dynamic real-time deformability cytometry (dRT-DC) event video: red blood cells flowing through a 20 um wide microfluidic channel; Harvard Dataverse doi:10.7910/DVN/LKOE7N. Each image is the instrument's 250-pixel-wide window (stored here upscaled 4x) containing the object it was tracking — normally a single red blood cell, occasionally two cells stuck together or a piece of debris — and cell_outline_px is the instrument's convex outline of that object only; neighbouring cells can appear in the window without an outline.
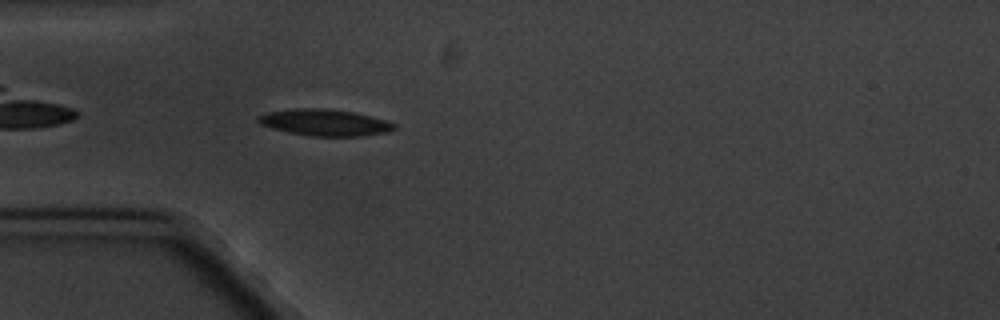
{"species": "common noctule bat (a hibernating species)", "species_latin": "Nyctalus noctula", "temperature_condition": "cold", "stored_images_in_passage": 4, "camera_frame_rate_fps": 3000, "um_per_image_px": 0.085, "animal": {"sex": "male", "body_mass_g": 20.1, "forearm_length_mm": 53.5}, "frame": {"image": 1, "passage_image": 4, "time_ms": 3.667, "image_size_px": [1000, 320], "cell_outline_px": [[396, 128], [384, 132], [360, 136], [312, 136], [272, 128], [260, 124], [256, 120], [256, 116], [268, 112], [296, 108], [324, 108], [352, 112], [384, 120], [396, 124]], "centroid_in_image_um": [27.55, 10.41], "position_along_channel_um": 57.4, "area_um2": 20.63}}